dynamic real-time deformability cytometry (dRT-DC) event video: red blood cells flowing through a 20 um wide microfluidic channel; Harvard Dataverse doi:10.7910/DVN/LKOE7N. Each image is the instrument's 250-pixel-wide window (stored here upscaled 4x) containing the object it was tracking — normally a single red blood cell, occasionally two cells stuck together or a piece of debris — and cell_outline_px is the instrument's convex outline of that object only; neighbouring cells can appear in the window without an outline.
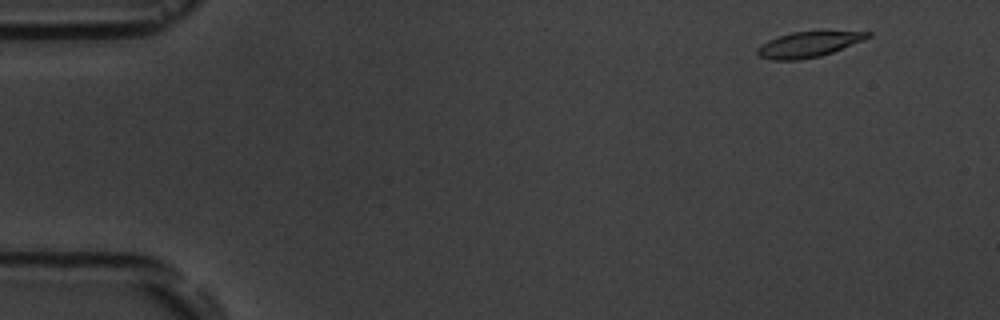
{"species": "common noctule bat (a hibernating species)", "species_latin": "Nyctalus noctula", "temperature_condition": "room temperature", "stored_images_in_passage": 7, "camera_frame_rate_fps": 3000, "um_per_image_px": 0.085, "animal": {"sex": "male", "body_mass_g": 19.5, "forearm_length_mm": 54.6}, "frame": {"image": 1, "passage_image": 1, "time_ms": 0.0, "image_size_px": [1000, 320], "cell_outline_px": [[872, 36], [864, 40], [832, 52], [820, 56], [800, 60], [772, 60], [760, 56], [756, 52], [756, 48], [760, 44], [768, 40], [792, 32], [872, 32]], "centroid_in_image_um": [68.68, 3.79], "position_along_channel_um": 16.3, "area_um2": 16.13}}
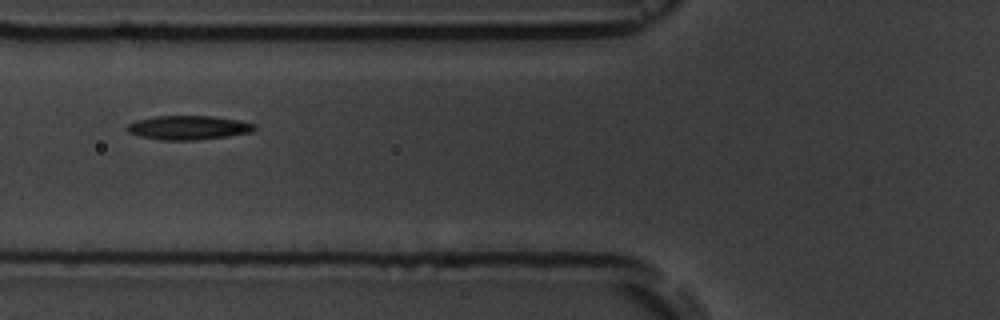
{"frame": {"image": 2, "passage_image": 6, "time_ms": 5.667, "image_size_px": [1000, 320], "cell_outline_px": [[256, 128], [252, 132], [228, 136], [192, 140], [160, 140], [140, 136], [128, 132], [124, 128], [128, 124], [136, 120], [156, 116], [212, 116], [240, 120], [256, 124]], "centroid_in_image_um": [16.01, 10.84], "position_along_channel_um": 109.8, "area_um2": 17.92}}
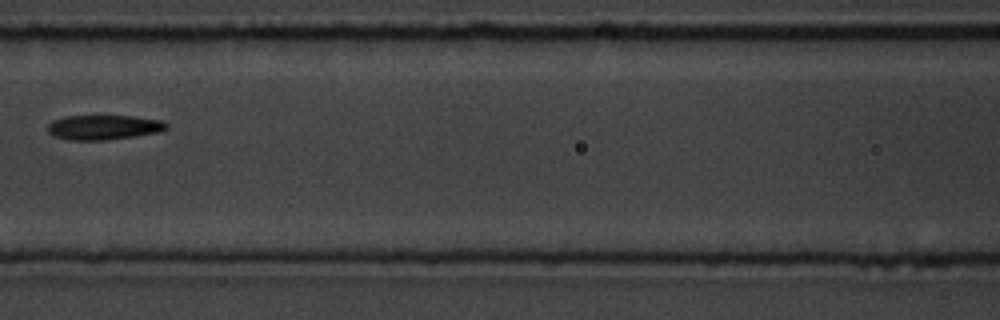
{"frame": {"image": 3, "passage_image": 7, "time_ms": 7.0, "image_size_px": [1000, 320], "cell_outline_px": [[168, 128], [160, 132], [136, 136], [108, 140], [68, 140], [52, 136], [48, 132], [48, 124], [52, 120], [64, 116], [132, 116], [164, 120], [168, 124]], "centroid_in_image_um": [8.82, 10.82], "position_along_channel_um": 157.8, "area_um2": 17.4}}